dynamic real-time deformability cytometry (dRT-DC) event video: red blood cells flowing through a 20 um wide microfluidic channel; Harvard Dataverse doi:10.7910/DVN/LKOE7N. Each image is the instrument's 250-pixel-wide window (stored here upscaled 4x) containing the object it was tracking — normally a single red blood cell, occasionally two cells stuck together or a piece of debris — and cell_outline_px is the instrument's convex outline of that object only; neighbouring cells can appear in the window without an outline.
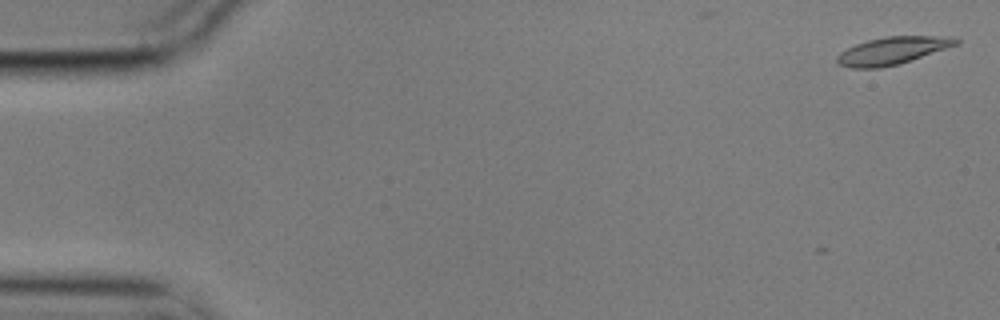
{"species": "common noctule bat (a hibernating species)", "species_latin": "Nyctalus noctula", "temperature_condition": "cold", "stored_images_in_passage": 3, "camera_frame_rate_fps": 3000, "um_per_image_px": 0.085, "animal": {"sex": "male", "body_mass_g": 17.9}, "frame": {"image": 1, "passage_image": 1, "time_ms": 0.0, "image_size_px": [1000, 320], "cell_outline_px": [[960, 44], [900, 64], [880, 68], [852, 68], [840, 64], [836, 60], [836, 56], [840, 52], [856, 44], [868, 40], [888, 36], [948, 36], [960, 40]], "centroid_in_image_um": [75.89, 4.31], "position_along_channel_um": 9.1, "area_um2": 19.07}}